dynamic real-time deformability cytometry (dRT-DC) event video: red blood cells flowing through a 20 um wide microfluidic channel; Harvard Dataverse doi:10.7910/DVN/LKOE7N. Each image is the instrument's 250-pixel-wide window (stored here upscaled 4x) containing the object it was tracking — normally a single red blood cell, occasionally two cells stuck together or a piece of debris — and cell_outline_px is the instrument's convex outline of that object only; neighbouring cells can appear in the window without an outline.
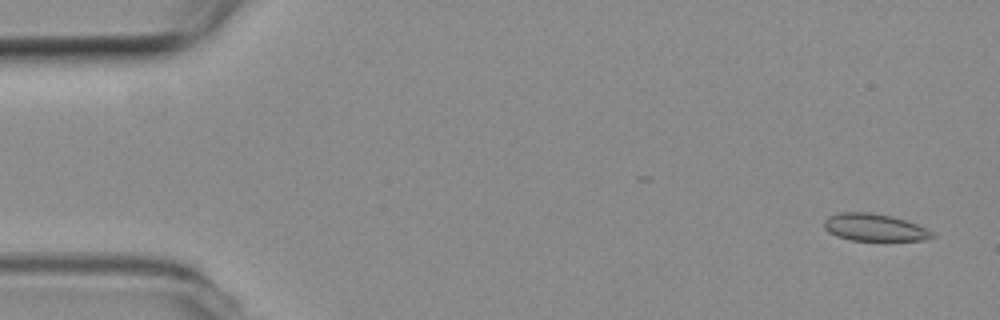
{"species": "common noctule bat (a hibernating species)", "species_latin": "Nyctalus noctula", "temperature_condition": "room temperature", "stored_images_in_passage": 48, "camera_frame_rate_fps": 3000, "um_per_image_px": 0.085, "animal": {"sex": "female", "body_mass_g": 19.3, "forearm_length_mm": 54.1}, "frame": {"image": 1, "passage_image": 3, "time_ms": 0.667, "image_size_px": [1000, 320], "cell_outline_px": [[936, 236], [924, 240], [852, 240], [836, 236], [828, 232], [824, 228], [824, 220], [828, 216], [840, 212], [868, 212], [892, 216], [916, 224], [932, 232]], "centroid_in_image_um": [74.28, 19.33], "position_along_channel_um": 10.7, "area_um2": 17.05}}
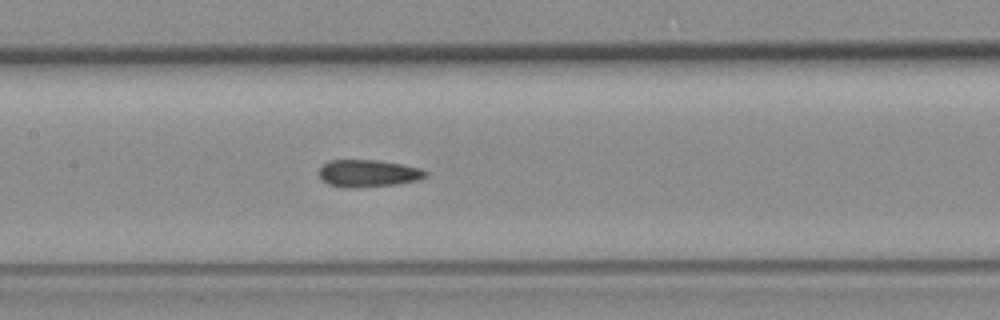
{"frame": {"image": 2, "passage_image": 26, "time_ms": 8.333, "image_size_px": [1000, 320], "cell_outline_px": [[428, 176], [420, 180], [400, 184], [352, 188], [344, 188], [328, 184], [320, 176], [320, 168], [328, 160], [376, 160], [400, 164], [420, 168], [428, 172]], "centroid_in_image_um": [31.34, 14.74], "position_along_channel_um": 176.1, "area_um2": 16.99}}
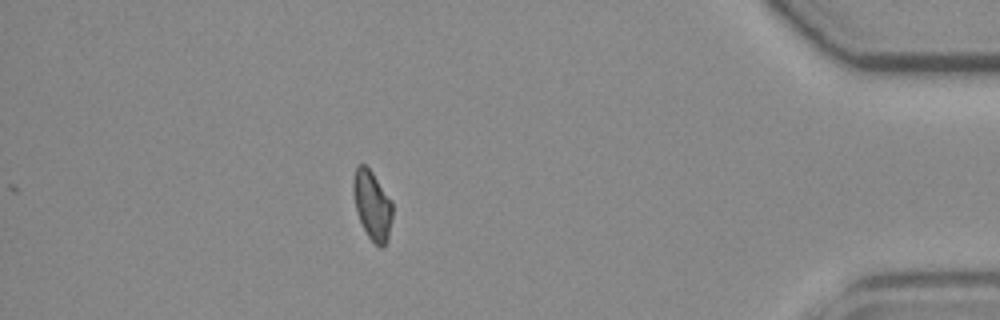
{"frame": {"image": 3, "passage_image": 48, "time_ms": 15.667, "image_size_px": [1000, 320], "cell_outline_px": [[392, 216], [388, 240], [380, 248], [368, 236], [360, 220], [356, 208], [352, 192], [352, 180], [356, 168], [360, 164], [364, 164], [372, 172], [392, 200]], "centroid_in_image_um": [31.64, 17.42], "position_along_channel_um": 403.6, "area_um2": 15.66}, "authors_computed_cell_mechanics": {"area_um2": 17.051, "velocity_mm_per_s": 3.7829, "shape_relaxation_time_tau1_ms": null, "shape_relaxation_time_tau2_ms": 2.3798, "deformation_change_tau1": null, "deformation_change_tau2": 0.0925}}